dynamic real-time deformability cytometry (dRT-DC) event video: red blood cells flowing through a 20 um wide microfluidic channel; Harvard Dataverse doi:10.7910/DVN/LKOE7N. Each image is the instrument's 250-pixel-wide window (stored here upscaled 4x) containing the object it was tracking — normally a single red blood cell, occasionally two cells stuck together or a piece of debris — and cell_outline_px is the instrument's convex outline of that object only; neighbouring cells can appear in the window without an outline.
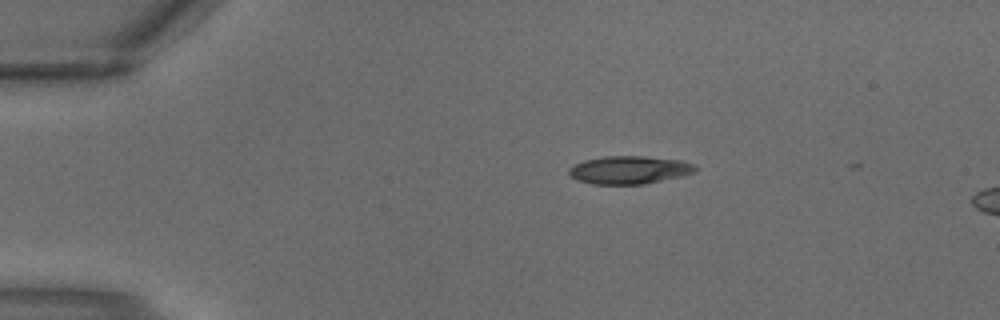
{"species": "common noctule bat (a hibernating species)", "species_latin": "Nyctalus noctula", "temperature_condition": "warm", "stored_images_in_passage": 2, "camera_frame_rate_fps": 3000, "um_per_image_px": 0.085, "animal": {"sex": "male", "body_mass_g": 18.8}, "frame": {"image": 1, "passage_image": 1, "time_ms": 0.0, "image_size_px": [1000, 320], "cell_outline_px": [[700, 168], [696, 172], [684, 176], [644, 184], [592, 184], [576, 180], [568, 176], [568, 168], [584, 160], [604, 156], [644, 156], [680, 160], [692, 164]], "centroid_in_image_um": [53.49, 14.45], "position_along_channel_um": 31.5, "area_um2": 20.87}}